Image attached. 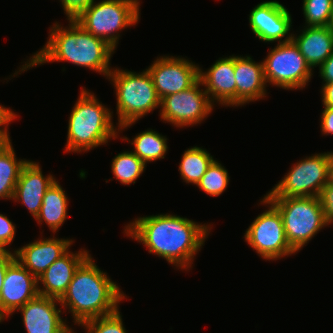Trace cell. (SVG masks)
I'll return each instance as SVG.
<instances>
[{
    "label": "cell",
    "instance_id": "7a4b0ae2",
    "mask_svg": "<svg viewBox=\"0 0 333 333\" xmlns=\"http://www.w3.org/2000/svg\"><path fill=\"white\" fill-rule=\"evenodd\" d=\"M68 26L55 22L50 28L48 40L39 51L30 56L14 75L24 73L34 66L48 62H70L108 77L112 71L111 57L115 49L106 41L85 31L74 19Z\"/></svg>",
    "mask_w": 333,
    "mask_h": 333
},
{
    "label": "cell",
    "instance_id": "f1b7e54d",
    "mask_svg": "<svg viewBox=\"0 0 333 333\" xmlns=\"http://www.w3.org/2000/svg\"><path fill=\"white\" fill-rule=\"evenodd\" d=\"M119 309L109 315L93 318L81 326L85 333H127Z\"/></svg>",
    "mask_w": 333,
    "mask_h": 333
},
{
    "label": "cell",
    "instance_id": "9a60e30c",
    "mask_svg": "<svg viewBox=\"0 0 333 333\" xmlns=\"http://www.w3.org/2000/svg\"><path fill=\"white\" fill-rule=\"evenodd\" d=\"M60 301L55 298L38 295L19 308L27 333H70L71 328L58 308Z\"/></svg>",
    "mask_w": 333,
    "mask_h": 333
},
{
    "label": "cell",
    "instance_id": "d4e9b609",
    "mask_svg": "<svg viewBox=\"0 0 333 333\" xmlns=\"http://www.w3.org/2000/svg\"><path fill=\"white\" fill-rule=\"evenodd\" d=\"M215 159L202 147L194 146L183 152L178 170L183 182L197 185Z\"/></svg>",
    "mask_w": 333,
    "mask_h": 333
},
{
    "label": "cell",
    "instance_id": "cb8c5ba5",
    "mask_svg": "<svg viewBox=\"0 0 333 333\" xmlns=\"http://www.w3.org/2000/svg\"><path fill=\"white\" fill-rule=\"evenodd\" d=\"M27 161L18 160L12 142L0 152V199H13L19 174Z\"/></svg>",
    "mask_w": 333,
    "mask_h": 333
},
{
    "label": "cell",
    "instance_id": "ab89813d",
    "mask_svg": "<svg viewBox=\"0 0 333 333\" xmlns=\"http://www.w3.org/2000/svg\"><path fill=\"white\" fill-rule=\"evenodd\" d=\"M329 27L333 30V15H332V19H331V23H330Z\"/></svg>",
    "mask_w": 333,
    "mask_h": 333
},
{
    "label": "cell",
    "instance_id": "e0dca14e",
    "mask_svg": "<svg viewBox=\"0 0 333 333\" xmlns=\"http://www.w3.org/2000/svg\"><path fill=\"white\" fill-rule=\"evenodd\" d=\"M203 71L199 67V80L211 102L214 105L218 103L221 106L236 107L234 55L219 58L208 70Z\"/></svg>",
    "mask_w": 333,
    "mask_h": 333
},
{
    "label": "cell",
    "instance_id": "5b68a950",
    "mask_svg": "<svg viewBox=\"0 0 333 333\" xmlns=\"http://www.w3.org/2000/svg\"><path fill=\"white\" fill-rule=\"evenodd\" d=\"M107 79L115 88L119 132L160 108V98L147 69L141 73L113 68Z\"/></svg>",
    "mask_w": 333,
    "mask_h": 333
},
{
    "label": "cell",
    "instance_id": "8d00e7d4",
    "mask_svg": "<svg viewBox=\"0 0 333 333\" xmlns=\"http://www.w3.org/2000/svg\"><path fill=\"white\" fill-rule=\"evenodd\" d=\"M321 96L323 106L333 107V83L322 85Z\"/></svg>",
    "mask_w": 333,
    "mask_h": 333
},
{
    "label": "cell",
    "instance_id": "8992f818",
    "mask_svg": "<svg viewBox=\"0 0 333 333\" xmlns=\"http://www.w3.org/2000/svg\"><path fill=\"white\" fill-rule=\"evenodd\" d=\"M140 8L133 0L94 1L74 20L85 31L103 39L116 50L121 37L119 31L138 23Z\"/></svg>",
    "mask_w": 333,
    "mask_h": 333
},
{
    "label": "cell",
    "instance_id": "52a82bcc",
    "mask_svg": "<svg viewBox=\"0 0 333 333\" xmlns=\"http://www.w3.org/2000/svg\"><path fill=\"white\" fill-rule=\"evenodd\" d=\"M281 214L287 241L300 251L328 226L319 197H265Z\"/></svg>",
    "mask_w": 333,
    "mask_h": 333
},
{
    "label": "cell",
    "instance_id": "83f0119b",
    "mask_svg": "<svg viewBox=\"0 0 333 333\" xmlns=\"http://www.w3.org/2000/svg\"><path fill=\"white\" fill-rule=\"evenodd\" d=\"M305 26H330L333 0H303Z\"/></svg>",
    "mask_w": 333,
    "mask_h": 333
},
{
    "label": "cell",
    "instance_id": "ffe728a7",
    "mask_svg": "<svg viewBox=\"0 0 333 333\" xmlns=\"http://www.w3.org/2000/svg\"><path fill=\"white\" fill-rule=\"evenodd\" d=\"M236 80V107L267 97V83L263 61L255 62L251 56H234Z\"/></svg>",
    "mask_w": 333,
    "mask_h": 333
},
{
    "label": "cell",
    "instance_id": "60d3db41",
    "mask_svg": "<svg viewBox=\"0 0 333 333\" xmlns=\"http://www.w3.org/2000/svg\"><path fill=\"white\" fill-rule=\"evenodd\" d=\"M3 321H4V319L0 316V323L3 322Z\"/></svg>",
    "mask_w": 333,
    "mask_h": 333
},
{
    "label": "cell",
    "instance_id": "d590c367",
    "mask_svg": "<svg viewBox=\"0 0 333 333\" xmlns=\"http://www.w3.org/2000/svg\"><path fill=\"white\" fill-rule=\"evenodd\" d=\"M319 76L322 84L333 83V53L319 67Z\"/></svg>",
    "mask_w": 333,
    "mask_h": 333
},
{
    "label": "cell",
    "instance_id": "484cf974",
    "mask_svg": "<svg viewBox=\"0 0 333 333\" xmlns=\"http://www.w3.org/2000/svg\"><path fill=\"white\" fill-rule=\"evenodd\" d=\"M146 166L132 151H124L113 158L111 172L121 184L131 185L143 174Z\"/></svg>",
    "mask_w": 333,
    "mask_h": 333
},
{
    "label": "cell",
    "instance_id": "ba28073f",
    "mask_svg": "<svg viewBox=\"0 0 333 333\" xmlns=\"http://www.w3.org/2000/svg\"><path fill=\"white\" fill-rule=\"evenodd\" d=\"M329 158L324 152L299 160L264 197H319L328 183Z\"/></svg>",
    "mask_w": 333,
    "mask_h": 333
},
{
    "label": "cell",
    "instance_id": "74e56055",
    "mask_svg": "<svg viewBox=\"0 0 333 333\" xmlns=\"http://www.w3.org/2000/svg\"><path fill=\"white\" fill-rule=\"evenodd\" d=\"M328 183L333 185V152H330L329 166H328Z\"/></svg>",
    "mask_w": 333,
    "mask_h": 333
},
{
    "label": "cell",
    "instance_id": "7c38bea8",
    "mask_svg": "<svg viewBox=\"0 0 333 333\" xmlns=\"http://www.w3.org/2000/svg\"><path fill=\"white\" fill-rule=\"evenodd\" d=\"M199 65L185 57L160 56L146 68L160 100L189 89L199 80Z\"/></svg>",
    "mask_w": 333,
    "mask_h": 333
},
{
    "label": "cell",
    "instance_id": "9c48e42d",
    "mask_svg": "<svg viewBox=\"0 0 333 333\" xmlns=\"http://www.w3.org/2000/svg\"><path fill=\"white\" fill-rule=\"evenodd\" d=\"M263 66L267 85L285 90L305 88L314 71L292 40L277 43L274 48H270L263 60Z\"/></svg>",
    "mask_w": 333,
    "mask_h": 333
},
{
    "label": "cell",
    "instance_id": "4dcf8cb0",
    "mask_svg": "<svg viewBox=\"0 0 333 333\" xmlns=\"http://www.w3.org/2000/svg\"><path fill=\"white\" fill-rule=\"evenodd\" d=\"M323 215L327 225L333 224V185L327 183L319 195Z\"/></svg>",
    "mask_w": 333,
    "mask_h": 333
},
{
    "label": "cell",
    "instance_id": "277c9868",
    "mask_svg": "<svg viewBox=\"0 0 333 333\" xmlns=\"http://www.w3.org/2000/svg\"><path fill=\"white\" fill-rule=\"evenodd\" d=\"M112 114L93 92L81 88L68 120L65 152L85 153L117 139L120 133L113 124Z\"/></svg>",
    "mask_w": 333,
    "mask_h": 333
},
{
    "label": "cell",
    "instance_id": "6da1fadb",
    "mask_svg": "<svg viewBox=\"0 0 333 333\" xmlns=\"http://www.w3.org/2000/svg\"><path fill=\"white\" fill-rule=\"evenodd\" d=\"M211 228V224H199L167 213L137 217L125 225L124 234L142 243L149 253L188 271L192 269L196 254L204 246Z\"/></svg>",
    "mask_w": 333,
    "mask_h": 333
},
{
    "label": "cell",
    "instance_id": "5bb4252c",
    "mask_svg": "<svg viewBox=\"0 0 333 333\" xmlns=\"http://www.w3.org/2000/svg\"><path fill=\"white\" fill-rule=\"evenodd\" d=\"M38 295L37 278L15 259L5 272L0 293V316L7 319Z\"/></svg>",
    "mask_w": 333,
    "mask_h": 333
},
{
    "label": "cell",
    "instance_id": "2e32d148",
    "mask_svg": "<svg viewBox=\"0 0 333 333\" xmlns=\"http://www.w3.org/2000/svg\"><path fill=\"white\" fill-rule=\"evenodd\" d=\"M73 242L74 240L68 238L42 237L15 249L14 253L16 260L38 278L52 263L71 248Z\"/></svg>",
    "mask_w": 333,
    "mask_h": 333
},
{
    "label": "cell",
    "instance_id": "3957f363",
    "mask_svg": "<svg viewBox=\"0 0 333 333\" xmlns=\"http://www.w3.org/2000/svg\"><path fill=\"white\" fill-rule=\"evenodd\" d=\"M126 298L90 255L75 271L59 306L68 309L74 324L81 326L87 320L116 312L120 302Z\"/></svg>",
    "mask_w": 333,
    "mask_h": 333
},
{
    "label": "cell",
    "instance_id": "d6986e66",
    "mask_svg": "<svg viewBox=\"0 0 333 333\" xmlns=\"http://www.w3.org/2000/svg\"><path fill=\"white\" fill-rule=\"evenodd\" d=\"M42 173L39 162L28 160L21 169L12 199L27 207L34 219L40 212L46 190L56 180L53 174Z\"/></svg>",
    "mask_w": 333,
    "mask_h": 333
},
{
    "label": "cell",
    "instance_id": "4316f807",
    "mask_svg": "<svg viewBox=\"0 0 333 333\" xmlns=\"http://www.w3.org/2000/svg\"><path fill=\"white\" fill-rule=\"evenodd\" d=\"M229 179L227 169L215 159L196 186L208 195L217 197L227 189Z\"/></svg>",
    "mask_w": 333,
    "mask_h": 333
},
{
    "label": "cell",
    "instance_id": "f546056e",
    "mask_svg": "<svg viewBox=\"0 0 333 333\" xmlns=\"http://www.w3.org/2000/svg\"><path fill=\"white\" fill-rule=\"evenodd\" d=\"M16 225L5 215L0 213V250H10L11 242L14 241Z\"/></svg>",
    "mask_w": 333,
    "mask_h": 333
},
{
    "label": "cell",
    "instance_id": "4fadbf2b",
    "mask_svg": "<svg viewBox=\"0 0 333 333\" xmlns=\"http://www.w3.org/2000/svg\"><path fill=\"white\" fill-rule=\"evenodd\" d=\"M249 25L256 38L265 43L291 41L292 17L279 1H264L253 7Z\"/></svg>",
    "mask_w": 333,
    "mask_h": 333
},
{
    "label": "cell",
    "instance_id": "d6a6232c",
    "mask_svg": "<svg viewBox=\"0 0 333 333\" xmlns=\"http://www.w3.org/2000/svg\"><path fill=\"white\" fill-rule=\"evenodd\" d=\"M320 116V129L322 135H333V107L323 106Z\"/></svg>",
    "mask_w": 333,
    "mask_h": 333
},
{
    "label": "cell",
    "instance_id": "836d02e7",
    "mask_svg": "<svg viewBox=\"0 0 333 333\" xmlns=\"http://www.w3.org/2000/svg\"><path fill=\"white\" fill-rule=\"evenodd\" d=\"M17 117V114L10 107L6 108L0 104V134H9V125Z\"/></svg>",
    "mask_w": 333,
    "mask_h": 333
},
{
    "label": "cell",
    "instance_id": "ac0fdd59",
    "mask_svg": "<svg viewBox=\"0 0 333 333\" xmlns=\"http://www.w3.org/2000/svg\"><path fill=\"white\" fill-rule=\"evenodd\" d=\"M84 249L75 253L68 250L37 278L39 295L58 300L63 297L75 271L90 256L89 251Z\"/></svg>",
    "mask_w": 333,
    "mask_h": 333
},
{
    "label": "cell",
    "instance_id": "30bf717a",
    "mask_svg": "<svg viewBox=\"0 0 333 333\" xmlns=\"http://www.w3.org/2000/svg\"><path fill=\"white\" fill-rule=\"evenodd\" d=\"M260 204H265L268 209L258 215L246 229L244 240L247 244L258 256L268 261L297 253L287 241L279 211L265 197Z\"/></svg>",
    "mask_w": 333,
    "mask_h": 333
},
{
    "label": "cell",
    "instance_id": "44dd1931",
    "mask_svg": "<svg viewBox=\"0 0 333 333\" xmlns=\"http://www.w3.org/2000/svg\"><path fill=\"white\" fill-rule=\"evenodd\" d=\"M291 40L313 70L333 53V30L329 26H304Z\"/></svg>",
    "mask_w": 333,
    "mask_h": 333
},
{
    "label": "cell",
    "instance_id": "7402d4cb",
    "mask_svg": "<svg viewBox=\"0 0 333 333\" xmlns=\"http://www.w3.org/2000/svg\"><path fill=\"white\" fill-rule=\"evenodd\" d=\"M68 199L63 187L55 180L44 194L42 206L35 221L40 226L45 222L49 230L55 234L67 219Z\"/></svg>",
    "mask_w": 333,
    "mask_h": 333
},
{
    "label": "cell",
    "instance_id": "1f68e13d",
    "mask_svg": "<svg viewBox=\"0 0 333 333\" xmlns=\"http://www.w3.org/2000/svg\"><path fill=\"white\" fill-rule=\"evenodd\" d=\"M64 13L69 19H75L81 12L87 9L95 0H59Z\"/></svg>",
    "mask_w": 333,
    "mask_h": 333
},
{
    "label": "cell",
    "instance_id": "f35d334b",
    "mask_svg": "<svg viewBox=\"0 0 333 333\" xmlns=\"http://www.w3.org/2000/svg\"><path fill=\"white\" fill-rule=\"evenodd\" d=\"M9 134H0V152L11 142Z\"/></svg>",
    "mask_w": 333,
    "mask_h": 333
},
{
    "label": "cell",
    "instance_id": "603a6c76",
    "mask_svg": "<svg viewBox=\"0 0 333 333\" xmlns=\"http://www.w3.org/2000/svg\"><path fill=\"white\" fill-rule=\"evenodd\" d=\"M121 139L133 145L132 152L146 165L148 162L164 159L168 151L167 137L153 129L138 133L132 140L126 136L121 137Z\"/></svg>",
    "mask_w": 333,
    "mask_h": 333
},
{
    "label": "cell",
    "instance_id": "8fae6325",
    "mask_svg": "<svg viewBox=\"0 0 333 333\" xmlns=\"http://www.w3.org/2000/svg\"><path fill=\"white\" fill-rule=\"evenodd\" d=\"M203 84L198 80L189 89L170 94L160 100L159 116L163 122L177 128L201 124L211 114V102Z\"/></svg>",
    "mask_w": 333,
    "mask_h": 333
},
{
    "label": "cell",
    "instance_id": "e575fe53",
    "mask_svg": "<svg viewBox=\"0 0 333 333\" xmlns=\"http://www.w3.org/2000/svg\"><path fill=\"white\" fill-rule=\"evenodd\" d=\"M15 259L14 251L12 253L10 250H0V293L4 283L5 272Z\"/></svg>",
    "mask_w": 333,
    "mask_h": 333
}]
</instances>
